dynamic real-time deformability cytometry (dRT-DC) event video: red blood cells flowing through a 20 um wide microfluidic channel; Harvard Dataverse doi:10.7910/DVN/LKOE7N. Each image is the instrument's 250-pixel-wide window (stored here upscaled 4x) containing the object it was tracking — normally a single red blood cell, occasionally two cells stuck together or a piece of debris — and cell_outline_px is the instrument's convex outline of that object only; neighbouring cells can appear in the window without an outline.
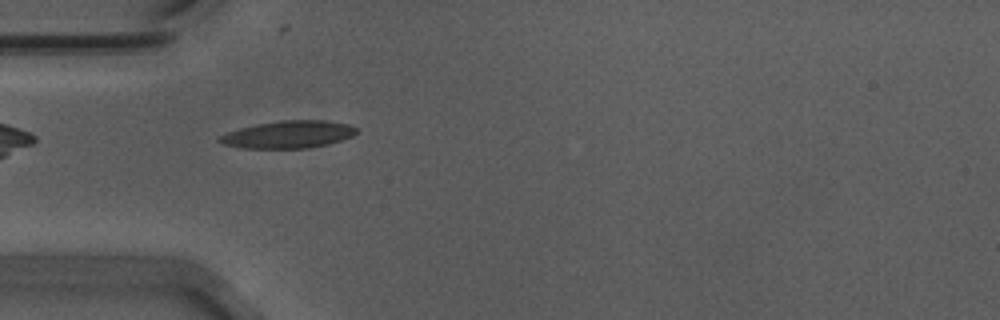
{"species": "Egyptian fruit bat (a non-hibernating species)", "species_latin": "Rousettus aegyptiacus", "temperature_condition": "warm", "stored_images_in_passage": 7, "camera_frame_rate_fps": 3000, "um_per_image_px": 0.085, "animal": {"sex": "male"}, "frame": {"image": 1, "passage_image": 1, "time_ms": 0.0, "image_size_px": [1000, 320], "cell_outline_px": [[356, 132], [352, 136], [328, 144], [308, 148], [240, 148], [224, 144], [216, 140], [216, 136], [240, 128], [256, 124], [280, 120], [324, 120], [348, 124], [356, 128]], "centroid_in_image_um": [24.45, 11.43], "position_along_channel_um": 60.5, "area_um2": 21.85}}
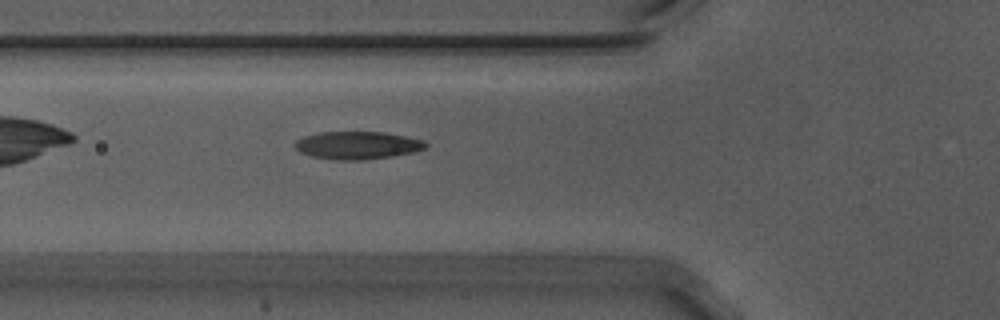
{"frame": {"image": 2, "passage_image": 4, "time_ms": 1.0, "image_size_px": [1000, 320], "cell_outline_px": [[428, 144], [424, 148], [412, 152], [388, 156], [360, 160], [340, 160], [312, 156], [300, 152], [292, 144], [296, 140], [304, 136], [320, 132], [384, 132], [424, 140]], "centroid_in_image_um": [30.34, 12.34], "position_along_channel_um": 95.5, "area_um2": 20.87}}